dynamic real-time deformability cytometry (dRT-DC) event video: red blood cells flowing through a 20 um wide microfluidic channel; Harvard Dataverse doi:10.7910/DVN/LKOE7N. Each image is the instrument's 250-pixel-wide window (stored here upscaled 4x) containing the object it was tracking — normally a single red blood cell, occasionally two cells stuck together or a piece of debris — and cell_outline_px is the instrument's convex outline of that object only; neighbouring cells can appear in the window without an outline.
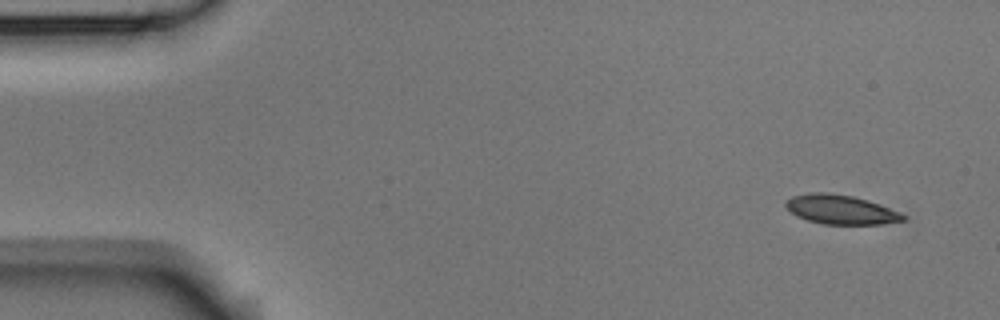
{"species": "Egyptian fruit bat (a non-hibernating species)", "species_latin": "Rousettus aegyptiacus", "temperature_condition": "room temperature", "stored_images_in_passage": 6, "camera_frame_rate_fps": 3000, "um_per_image_px": 0.085, "animal": {"sex": "male"}, "frame": {"image": 1, "passage_image": 1, "time_ms": 0.0, "image_size_px": [1000, 320], "cell_outline_px": [[908, 220], [884, 224], [824, 224], [808, 220], [796, 216], [784, 204], [784, 200], [792, 196], [812, 192], [824, 192], [852, 196], [868, 200], [900, 212], [908, 216]], "centroid_in_image_um": [71.49, 17.82], "position_along_channel_um": 13.5, "area_um2": 20.11}}
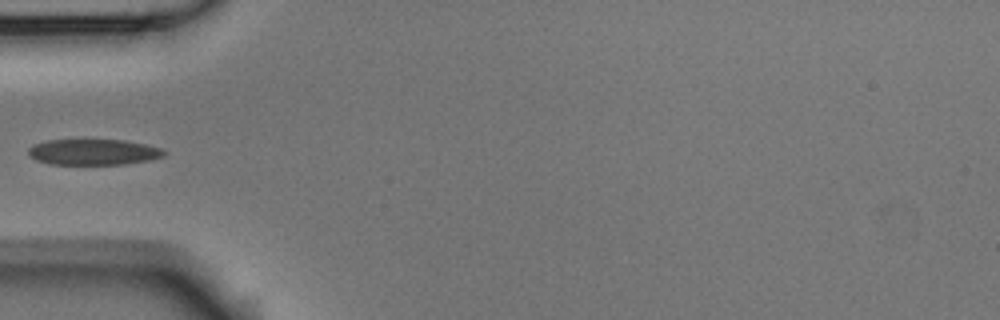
{"frame": {"image": 2, "passage_image": 5, "time_ms": 1.333, "image_size_px": [1000, 320], "cell_outline_px": [[168, 152], [164, 156], [152, 160], [124, 164], [52, 164], [36, 160], [28, 156], [28, 148], [32, 144], [48, 140], [124, 140], [164, 148]], "centroid_in_image_um": [7.97, 12.92], "position_along_channel_um": 77.0, "area_um2": 20.63}}
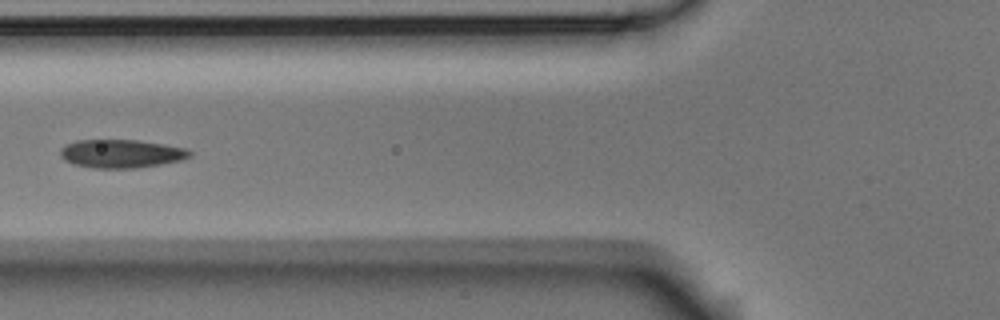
{"frame": {"image": 3, "passage_image": 6, "time_ms": 1.667, "image_size_px": [1000, 320], "cell_outline_px": [[192, 156], [180, 160], [160, 164], [136, 168], [92, 168], [72, 164], [64, 160], [60, 156], [60, 148], [64, 144], [76, 140], [136, 140], [164, 144], [188, 148], [192, 152]], "centroid_in_image_um": [10.28, 13.06], "position_along_channel_um": 115.5, "area_um2": 21.62}}